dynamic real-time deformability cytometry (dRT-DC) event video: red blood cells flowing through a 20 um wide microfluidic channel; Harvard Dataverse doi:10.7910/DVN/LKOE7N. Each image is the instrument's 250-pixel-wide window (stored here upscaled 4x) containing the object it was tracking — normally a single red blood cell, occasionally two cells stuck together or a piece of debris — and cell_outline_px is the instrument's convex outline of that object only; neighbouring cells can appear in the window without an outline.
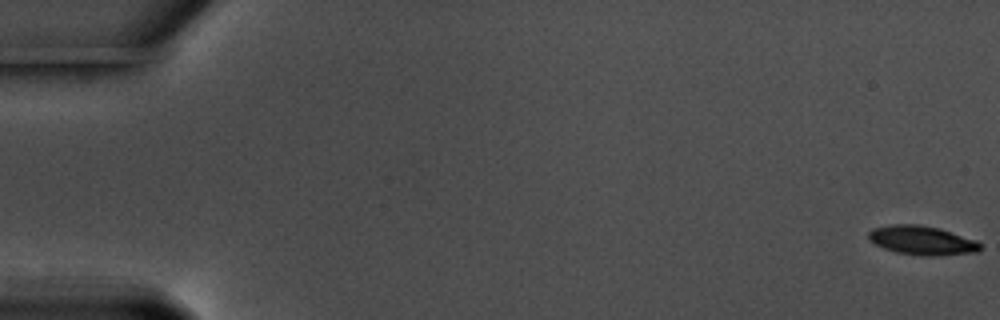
{"species": "common noctule bat (a hibernating species)", "species_latin": "Nyctalus noctula", "temperature_condition": "warm", "stored_images_in_passage": 59, "camera_frame_rate_fps": 3000, "um_per_image_px": 0.085, "animal": {"sex": "male", "body_mass_g": 17.5, "forearm_length_mm": 52.3}, "frame": {"image": 1, "passage_image": 1, "time_ms": 0.0, "image_size_px": [1000, 320], "cell_outline_px": [[980, 248], [976, 252], [928, 256], [896, 252], [884, 248], [868, 240], [868, 232], [872, 228], [892, 224], [920, 224], [940, 228], [976, 240], [980, 244]], "centroid_in_image_um": [78.33, 20.41], "position_along_channel_um": 6.7, "area_um2": 18.79}}
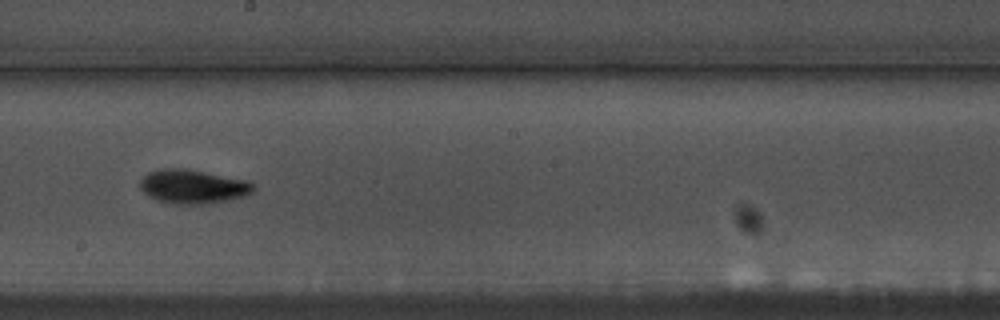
{"frame": {"image": 2, "passage_image": 34, "time_ms": 11.0, "image_size_px": [1000, 320], "cell_outline_px": [[256, 188], [252, 192], [244, 196], [228, 200], [204, 204], [168, 204], [156, 200], [148, 196], [140, 188], [140, 180], [148, 172], [164, 168], [180, 168], [204, 172], [244, 180], [252, 184]], "centroid_in_image_um": [16.34, 15.87], "position_along_channel_um": 231.9, "area_um2": 22.25}}
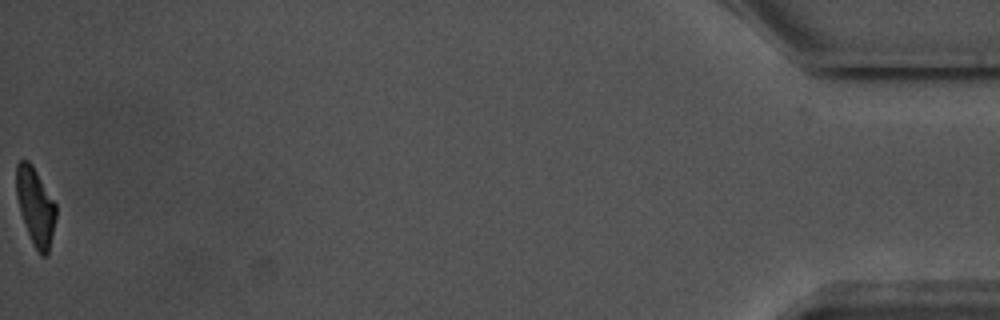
{"frame": {"image": 3, "passage_image": 59, "time_ms": 19.333, "image_size_px": [1000, 320], "cell_outline_px": [[56, 216], [48, 256], [40, 256], [28, 232], [20, 212], [16, 196], [16, 164], [20, 160], [28, 160], [32, 164], [56, 204]], "centroid_in_image_um": [3.01, 17.53], "position_along_channel_um": 432.2, "area_um2": 17.8}, "authors_computed_cell_mechanics": {"area_um2": 19.4786, "velocity_mm_per_s": 3.5803, "shape_relaxation_time_tau1_ms": 2.902, "shape_relaxation_time_tau2_ms": 8.2594, "deformation_change_tau1": 0.1403, "deformation_change_tau2": 0.1513}}